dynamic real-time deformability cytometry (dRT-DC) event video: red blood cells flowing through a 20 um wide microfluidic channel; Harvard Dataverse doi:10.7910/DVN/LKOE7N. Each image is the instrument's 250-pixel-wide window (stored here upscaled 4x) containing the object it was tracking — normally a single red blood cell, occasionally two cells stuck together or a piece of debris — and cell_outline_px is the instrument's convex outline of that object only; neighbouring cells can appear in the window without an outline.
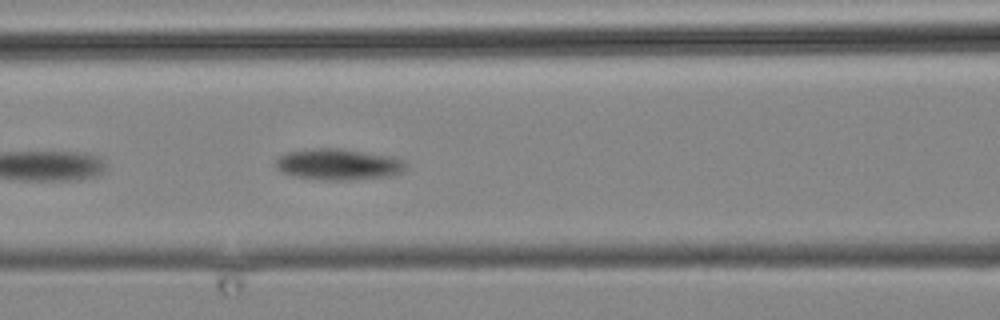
{"species": "common noctule bat (a hibernating species)", "species_latin": "Nyctalus noctula", "temperature_condition": "cold", "stored_images_in_passage": 14, "camera_frame_rate_fps": 3000, "um_per_image_px": 0.085, "animal": {"sex": "male", "body_mass_g": 19.2, "forearm_length_mm": 51.8}, "frame": {"image": 1, "passage_image": 14, "time_ms": 17.0, "image_size_px": [1000, 320], "cell_outline_px": [[404, 172], [388, 176], [344, 180], [324, 180], [292, 176], [280, 172], [276, 168], [276, 160], [284, 152], [312, 148], [340, 148], [396, 156], [404, 160]], "centroid_in_image_um": [28.74, 13.96], "position_along_channel_um": 137.9, "area_um2": 23.93}}